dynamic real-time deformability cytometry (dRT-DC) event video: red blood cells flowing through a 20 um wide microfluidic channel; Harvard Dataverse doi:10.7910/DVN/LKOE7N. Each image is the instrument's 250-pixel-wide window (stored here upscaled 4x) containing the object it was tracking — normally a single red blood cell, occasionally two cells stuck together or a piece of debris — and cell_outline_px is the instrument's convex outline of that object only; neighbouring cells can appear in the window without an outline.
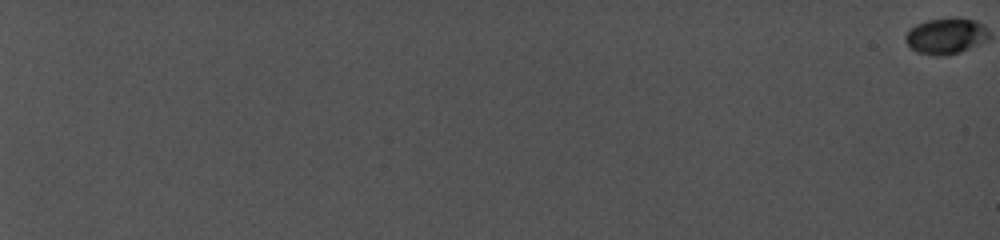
{"species": "common noctule bat (a hibernating species)", "species_latin": "Nyctalus noctula", "temperature_condition": "cold", "stored_images_in_passage": 60, "camera_frame_rate_fps": 5000, "um_per_image_px": 0.085, "animal": {"sex": "female", "body_mass_g": 19.0, "forearm_length_mm": 56.7}, "frame": {"image": 1, "passage_image": 1, "time_ms": 0.0, "image_size_px": [1000, 240], "cell_outline_px": [[976, 28], [972, 40], [964, 48], [956, 52], [940, 56], [936, 56], [920, 52], [912, 48], [908, 44], [908, 32], [912, 28], [920, 24], [932, 20], [968, 20], [976, 24]], "centroid_in_image_um": [80.03, 3.11], "position_along_channel_um": 5.0, "area_um2": 13.99}}
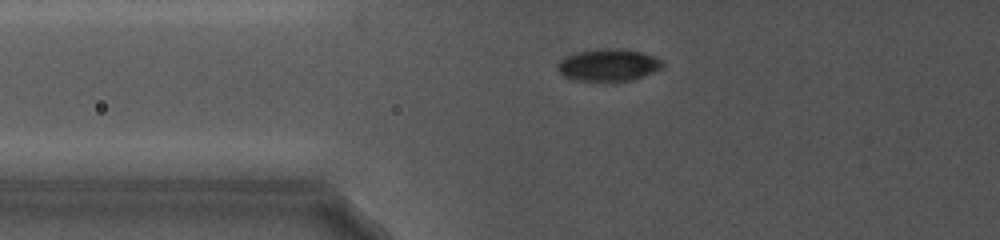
{"frame": {"image": 2, "passage_image": 31, "time_ms": 10.4, "image_size_px": [1000, 240], "cell_outline_px": [[664, 64], [660, 68], [652, 72], [632, 80], [576, 80], [564, 76], [556, 68], [556, 64], [560, 60], [576, 52], [600, 48], [624, 48], [640, 52], [652, 56], [660, 60]], "centroid_in_image_um": [51.67, 5.5], "position_along_channel_um": 74.1, "area_um2": 19.36}}
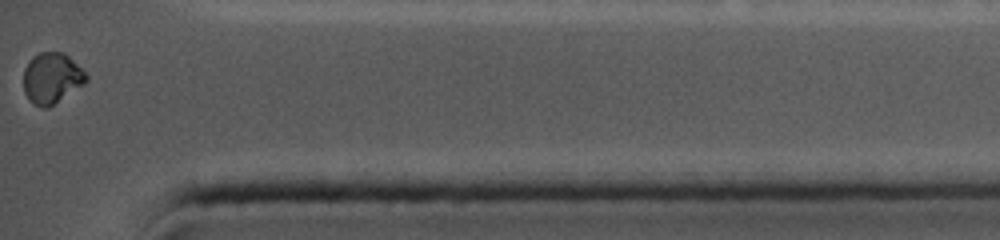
{"frame": {"image": 3, "passage_image": 60, "time_ms": 20.0, "image_size_px": [1000, 240], "cell_outline_px": [[88, 80], [84, 84], [48, 108], [44, 108], [32, 104], [28, 100], [24, 92], [24, 68], [32, 56], [40, 52], [64, 52], [88, 76]], "centroid_in_image_um": [4.37, 6.65], "position_along_channel_um": 430.8, "area_um2": 18.55}, "authors_computed_cell_mechanics": {"area_um2": 18.6405, "velocity_mm_per_s": 3.9265, "shape_relaxation_time_tau1_ms": null, "shape_relaxation_time_tau2_ms": 1.2846, "deformation_change_tau1": null, "deformation_change_tau2": 0.0285}}